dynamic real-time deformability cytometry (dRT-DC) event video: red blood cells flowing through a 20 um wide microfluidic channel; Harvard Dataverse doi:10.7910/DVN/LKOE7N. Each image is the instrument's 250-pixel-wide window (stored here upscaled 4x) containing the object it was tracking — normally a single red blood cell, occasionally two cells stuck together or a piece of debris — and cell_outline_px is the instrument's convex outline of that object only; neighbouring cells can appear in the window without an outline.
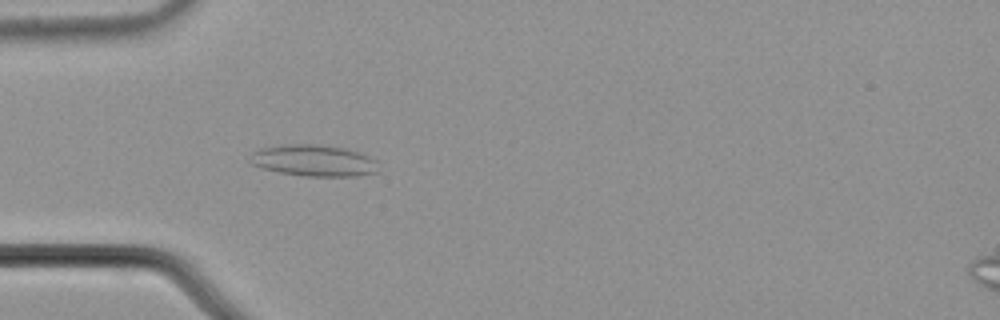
{"species": "common noctule bat (a hibernating species)", "species_latin": "Nyctalus noctula", "temperature_condition": "cold", "stored_images_in_passage": 43, "camera_frame_rate_fps": 3000, "um_per_image_px": 0.085, "animal": {"sex": "male", "body_mass_g": 21.5, "forearm_length_mm": 52.0}, "frame": {"image": 1, "passage_image": 7, "time_ms": 2.0, "image_size_px": [1000, 320], "cell_outline_px": [[380, 172], [356, 176], [304, 176], [280, 172], [260, 168], [252, 164], [252, 152], [260, 148], [292, 144], [312, 144], [344, 148], [360, 152], [376, 160]], "centroid_in_image_um": [26.72, 13.66], "position_along_channel_um": 58.3, "area_um2": 23.47}}
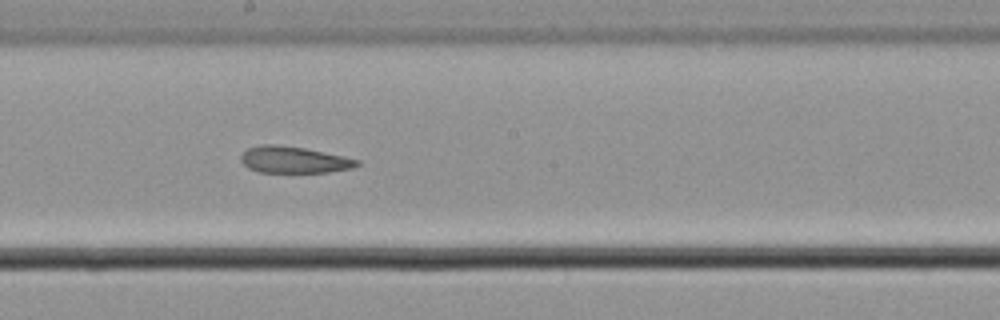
{"frame": {"image": 2, "passage_image": 21, "time_ms": 6.667, "image_size_px": [1000, 320], "cell_outline_px": [[360, 164], [352, 168], [328, 172], [260, 172], [248, 168], [240, 160], [240, 156], [248, 148], [260, 144], [276, 144], [304, 148], [344, 156], [360, 160]], "centroid_in_image_um": [24.97, 13.57], "position_along_channel_um": 223.2, "area_um2": 17.98}}
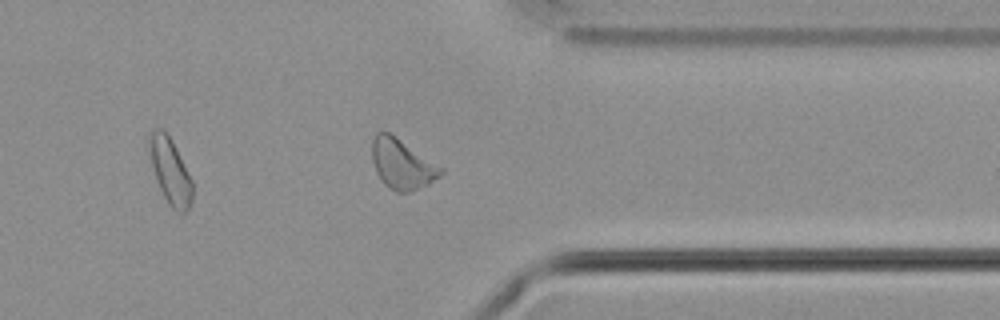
{"frame": {"image": 3, "passage_image": 34, "time_ms": 11.0, "image_size_px": [1000, 320], "cell_outline_px": [[444, 172], [440, 176], [428, 184], [408, 192], [396, 192], [388, 188], [384, 184], [376, 172], [372, 160], [372, 140], [376, 132], [388, 132], [396, 136], [444, 168]], "centroid_in_image_um": [34.17, 13.94], "position_along_channel_um": 377.2, "area_um2": 20.06}, "authors_computed_cell_mechanics": {"area_um2": 19.7098, "velocity_mm_per_s": 3.6667, "shape_relaxation_time_tau1_ms": null, "shape_relaxation_time_tau2_ms": 2.8208, "deformation_change_tau1": null, "deformation_change_tau2": 0.0858}}